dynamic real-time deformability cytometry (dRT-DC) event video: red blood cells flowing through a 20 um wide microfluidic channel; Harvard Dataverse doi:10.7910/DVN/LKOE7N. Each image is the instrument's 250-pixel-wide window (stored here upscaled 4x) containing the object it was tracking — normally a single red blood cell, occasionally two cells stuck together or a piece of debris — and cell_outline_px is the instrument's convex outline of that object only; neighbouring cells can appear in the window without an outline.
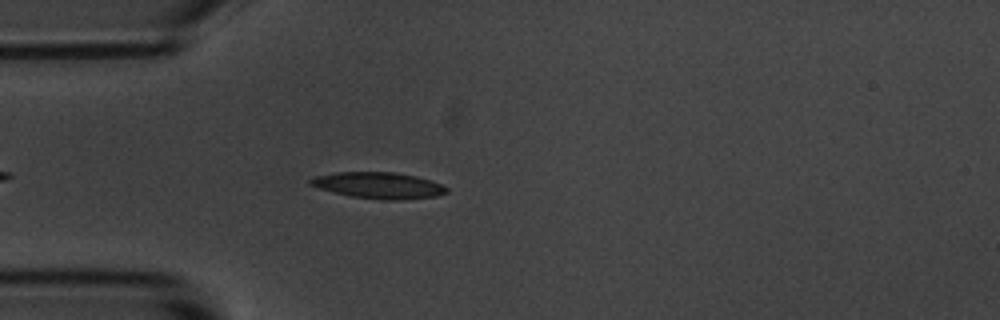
{"species": "common noctule bat (a hibernating species)", "species_latin": "Nyctalus noctula", "temperature_condition": "room temperature", "stored_images_in_passage": 41, "camera_frame_rate_fps": 3000, "um_per_image_px": 0.085, "animal": {"sex": "male", "body_mass_g": 20.1, "forearm_length_mm": 53.5}, "frame": {"image": 1, "passage_image": 2, "time_ms": 0.333, "image_size_px": [1000, 320], "cell_outline_px": [[448, 192], [436, 196], [396, 200], [380, 200], [352, 196], [320, 188], [308, 184], [308, 180], [312, 176], [336, 172], [396, 172], [416, 176], [440, 184], [448, 188]], "centroid_in_image_um": [32.15, 15.75], "position_along_channel_um": 52.8, "area_um2": 20.75}}
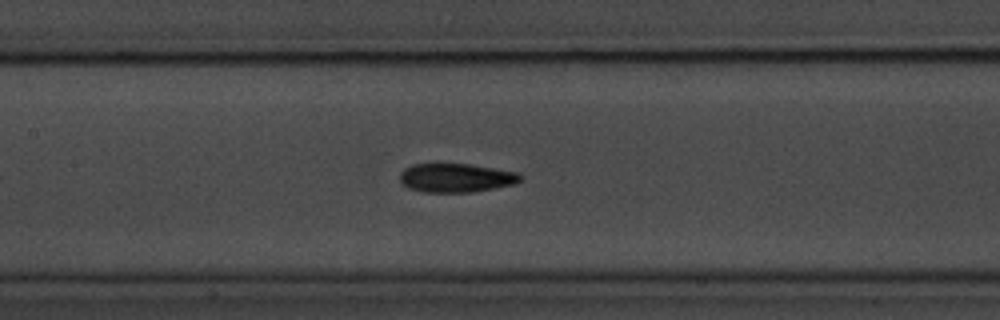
{"frame": {"image": 2, "passage_image": 12, "time_ms": 3.667, "image_size_px": [1000, 320], "cell_outline_px": [[520, 180], [516, 184], [472, 192], [424, 192], [408, 188], [400, 184], [400, 172], [404, 168], [412, 164], [468, 164], [516, 172], [520, 176]], "centroid_in_image_um": [38.7, 15.12], "position_along_channel_um": 168.7, "area_um2": 20.17}}
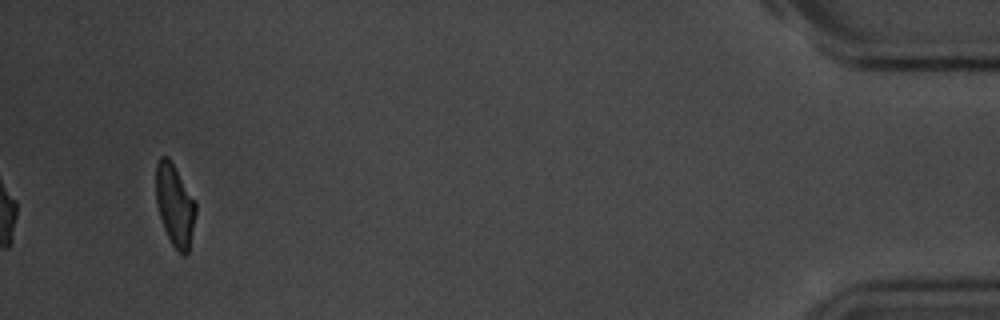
{"frame": {"image": 3, "passage_image": 39, "time_ms": 12.667, "image_size_px": [1000, 320], "cell_outline_px": [[196, 212], [188, 252], [184, 256], [172, 244], [164, 228], [156, 204], [156, 164], [160, 156], [168, 156], [196, 204]], "centroid_in_image_um": [14.84, 17.42], "position_along_channel_um": 420.4, "area_um2": 18.5}, "authors_computed_cell_mechanics": {"area_um2": 20.2878, "velocity_mm_per_s": 3.6644, "shape_relaxation_time_tau1_ms": 3.0385, "shape_relaxation_time_tau2_ms": 2.2809, "deformation_change_tau1": 0.1386, "deformation_change_tau2": 0.095}}